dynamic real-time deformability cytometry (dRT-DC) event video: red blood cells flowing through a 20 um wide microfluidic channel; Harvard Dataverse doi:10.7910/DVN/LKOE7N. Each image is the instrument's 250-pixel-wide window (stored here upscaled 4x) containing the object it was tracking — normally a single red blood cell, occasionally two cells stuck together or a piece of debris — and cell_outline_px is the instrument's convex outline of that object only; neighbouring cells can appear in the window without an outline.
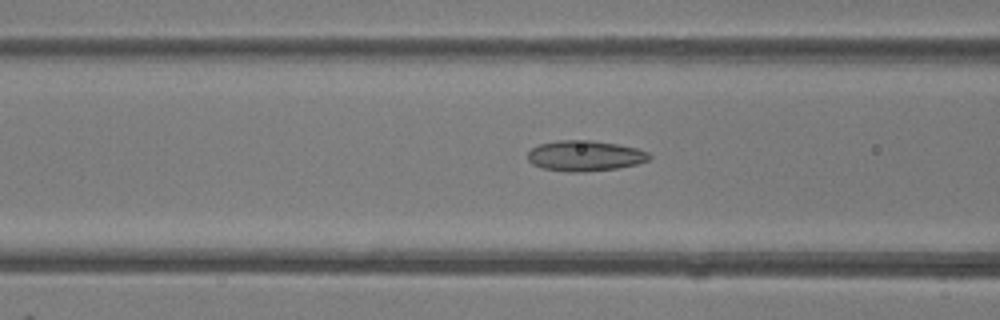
{"species": "common noctule bat (a hibernating species)", "species_latin": "Nyctalus noctula", "temperature_condition": "room temperature", "stored_images_in_passage": 48, "camera_frame_rate_fps": 3000, "um_per_image_px": 0.085, "animal": {"sex": "female"}, "frame": {"image": 1, "passage_image": 19, "time_ms": 6.0, "image_size_px": [1000, 320], "cell_outline_px": [[652, 156], [648, 160], [636, 164], [616, 168], [580, 172], [564, 172], [544, 168], [532, 164], [528, 160], [528, 152], [532, 148], [540, 144], [556, 140], [592, 140], [616, 144], [636, 148], [648, 152]], "centroid_in_image_um": [49.7, 13.24], "position_along_channel_um": 116.9, "area_um2": 21.56}}
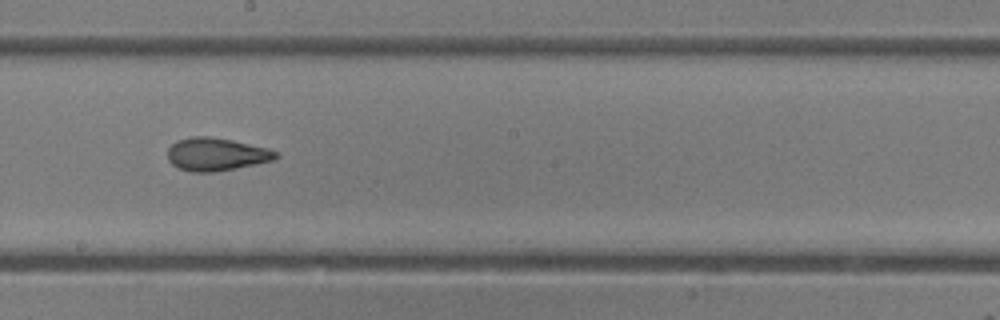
{"frame": {"image": 2, "passage_image": 27, "time_ms": 8.667, "image_size_px": [1000, 320], "cell_outline_px": [[280, 156], [272, 160], [256, 164], [236, 168], [212, 172], [192, 172], [180, 168], [172, 164], [168, 160], [168, 148], [176, 140], [192, 136], [208, 136], [232, 140], [268, 148], [276, 152]], "centroid_in_image_um": [18.36, 13.1], "position_along_channel_um": 229.8, "area_um2": 20.69}}
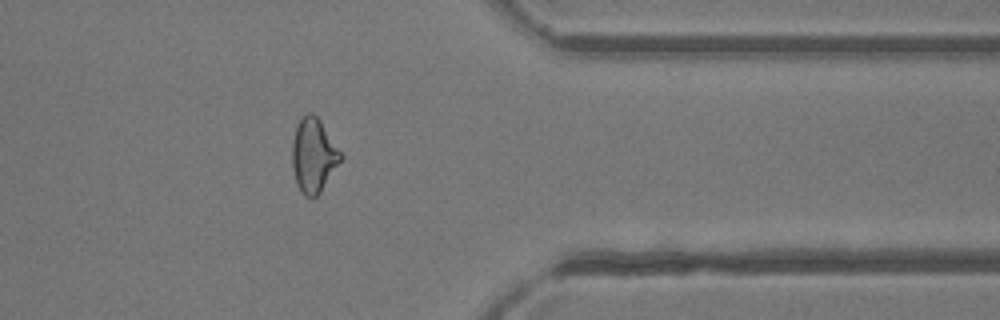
{"frame": {"image": 3, "passage_image": 39, "time_ms": 12.667, "image_size_px": [1000, 320], "cell_outline_px": [[344, 156], [320, 192], [316, 196], [304, 196], [296, 184], [292, 168], [292, 140], [296, 124], [308, 112], [312, 112], [320, 120]], "centroid_in_image_um": [26.63, 13.19], "position_along_channel_um": 384.8, "area_um2": 20.92}, "authors_computed_cell_mechanics": {"area_um2": 21.6172, "velocity_mm_per_s": 4.227, "shape_relaxation_time_tau1_ms": null, "shape_relaxation_time_tau2_ms": 2.1545, "deformation_change_tau1": null, "deformation_change_tau2": 0.0977}}